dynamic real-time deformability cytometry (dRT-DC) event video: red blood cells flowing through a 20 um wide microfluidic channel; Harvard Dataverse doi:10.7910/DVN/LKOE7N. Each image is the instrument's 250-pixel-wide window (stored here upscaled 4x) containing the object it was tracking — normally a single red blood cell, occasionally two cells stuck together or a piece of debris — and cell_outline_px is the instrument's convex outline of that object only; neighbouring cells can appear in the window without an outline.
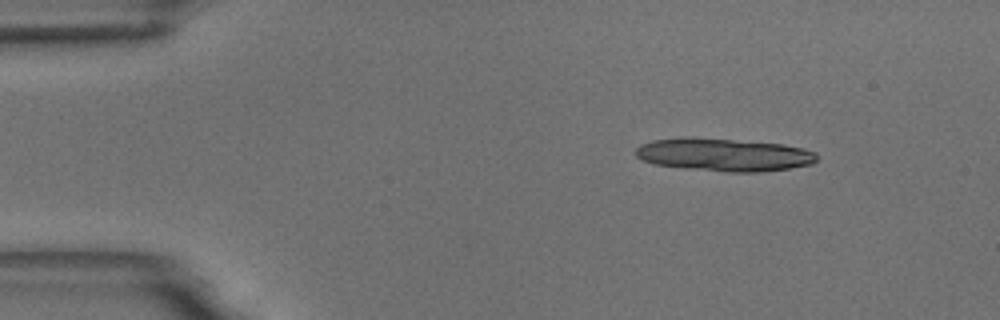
{"species": "common noctule bat (a hibernating species)", "species_latin": "Nyctalus noctula", "temperature_condition": "room temperature", "stored_images_in_passage": 10, "camera_frame_rate_fps": 3000, "um_per_image_px": 0.085, "animal": {"sex": "male", "body_mass_g": 18.8}, "frame": {"image": 1, "passage_image": 1, "time_ms": 0.0, "image_size_px": [1000, 320], "cell_outline_px": [[816, 160], [812, 164], [788, 168], [760, 172], [728, 172], [684, 168], [656, 164], [640, 160], [636, 156], [636, 148], [640, 144], [652, 140], [680, 136], [784, 144], [804, 148], [816, 152]], "centroid_in_image_um": [61.49, 13.14], "position_along_channel_um": 23.5, "area_um2": 34.8}}